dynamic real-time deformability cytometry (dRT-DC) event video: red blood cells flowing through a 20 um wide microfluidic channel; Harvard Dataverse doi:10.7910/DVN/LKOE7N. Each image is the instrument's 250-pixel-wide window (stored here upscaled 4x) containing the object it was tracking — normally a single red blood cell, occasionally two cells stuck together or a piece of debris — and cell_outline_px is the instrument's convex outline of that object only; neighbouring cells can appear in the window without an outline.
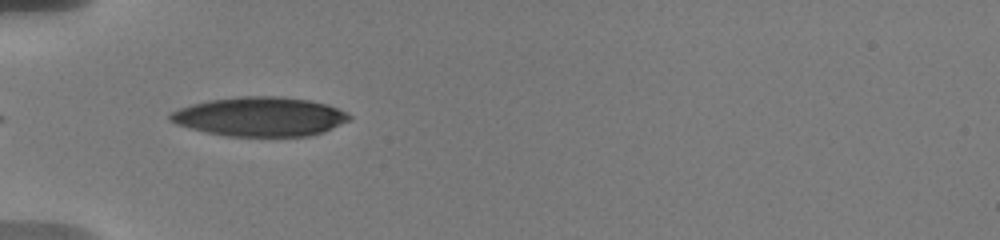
{"species": "human", "species_latin": "Homo sapiens", "temperature_condition": "warm", "stored_images_in_passage": 5, "camera_frame_rate_fps": 3000, "um_per_image_px": 0.085, "donor": {"sex": "male"}, "frame": {"image": 1, "passage_image": 1, "time_ms": 0.0, "image_size_px": [1000, 240], "cell_outline_px": [[352, 120], [324, 132], [308, 136], [224, 136], [204, 132], [176, 124], [168, 120], [168, 116], [172, 112], [180, 108], [192, 104], [208, 100], [240, 96], [280, 96], [308, 100], [328, 104], [348, 112], [352, 116]], "centroid_in_image_um": [22.13, 9.91], "position_along_channel_um": 62.9, "area_um2": 41.33}}
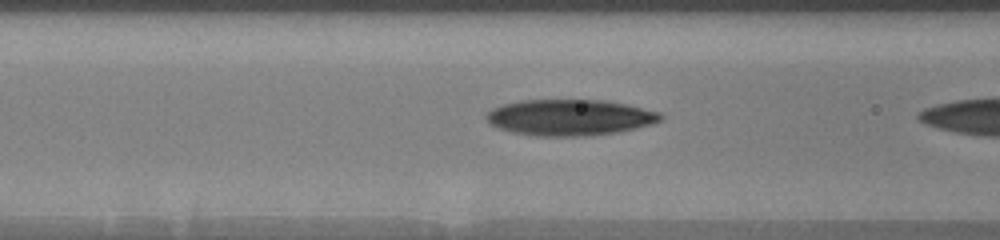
{"frame": {"image": 2, "passage_image": 3, "time_ms": 0.667, "image_size_px": [1000, 240], "cell_outline_px": [[664, 116], [660, 120], [652, 124], [636, 128], [616, 132], [576, 136], [536, 136], [512, 132], [500, 128], [492, 124], [484, 116], [492, 108], [504, 104], [520, 100], [608, 100], [660, 112]], "centroid_in_image_um": [48.43, 9.97], "position_along_channel_um": 118.2, "area_um2": 36.41}}